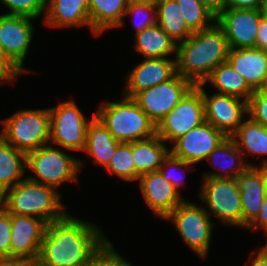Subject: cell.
Returning a JSON list of instances; mask_svg holds the SVG:
<instances>
[{
    "mask_svg": "<svg viewBox=\"0 0 267 266\" xmlns=\"http://www.w3.org/2000/svg\"><path fill=\"white\" fill-rule=\"evenodd\" d=\"M97 225L67 214L48 223L34 266H87L111 241Z\"/></svg>",
    "mask_w": 267,
    "mask_h": 266,
    "instance_id": "obj_1",
    "label": "cell"
},
{
    "mask_svg": "<svg viewBox=\"0 0 267 266\" xmlns=\"http://www.w3.org/2000/svg\"><path fill=\"white\" fill-rule=\"evenodd\" d=\"M229 44L216 22L207 29L193 32L177 44L176 71L194 85L202 84L213 69L227 61Z\"/></svg>",
    "mask_w": 267,
    "mask_h": 266,
    "instance_id": "obj_2",
    "label": "cell"
},
{
    "mask_svg": "<svg viewBox=\"0 0 267 266\" xmlns=\"http://www.w3.org/2000/svg\"><path fill=\"white\" fill-rule=\"evenodd\" d=\"M59 190L28 179L2 194V207L8 213L43 219L47 224L64 218L65 205Z\"/></svg>",
    "mask_w": 267,
    "mask_h": 266,
    "instance_id": "obj_3",
    "label": "cell"
},
{
    "mask_svg": "<svg viewBox=\"0 0 267 266\" xmlns=\"http://www.w3.org/2000/svg\"><path fill=\"white\" fill-rule=\"evenodd\" d=\"M95 115L106 126L114 139L130 143L151 138L157 134V125L133 98L123 96L119 101H104Z\"/></svg>",
    "mask_w": 267,
    "mask_h": 266,
    "instance_id": "obj_4",
    "label": "cell"
},
{
    "mask_svg": "<svg viewBox=\"0 0 267 266\" xmlns=\"http://www.w3.org/2000/svg\"><path fill=\"white\" fill-rule=\"evenodd\" d=\"M0 137L25 154L50 142V112L45 109H19L1 120Z\"/></svg>",
    "mask_w": 267,
    "mask_h": 266,
    "instance_id": "obj_5",
    "label": "cell"
},
{
    "mask_svg": "<svg viewBox=\"0 0 267 266\" xmlns=\"http://www.w3.org/2000/svg\"><path fill=\"white\" fill-rule=\"evenodd\" d=\"M55 147L46 144L27 153L26 169L37 175H31L28 179L58 190L64 182H78V171L81 170L83 160Z\"/></svg>",
    "mask_w": 267,
    "mask_h": 266,
    "instance_id": "obj_6",
    "label": "cell"
},
{
    "mask_svg": "<svg viewBox=\"0 0 267 266\" xmlns=\"http://www.w3.org/2000/svg\"><path fill=\"white\" fill-rule=\"evenodd\" d=\"M164 220L175 225L185 245L205 259L209 253L214 223L204 206L183 200Z\"/></svg>",
    "mask_w": 267,
    "mask_h": 266,
    "instance_id": "obj_7",
    "label": "cell"
},
{
    "mask_svg": "<svg viewBox=\"0 0 267 266\" xmlns=\"http://www.w3.org/2000/svg\"><path fill=\"white\" fill-rule=\"evenodd\" d=\"M200 200L221 224L242 228V205L236 178H202Z\"/></svg>",
    "mask_w": 267,
    "mask_h": 266,
    "instance_id": "obj_8",
    "label": "cell"
},
{
    "mask_svg": "<svg viewBox=\"0 0 267 266\" xmlns=\"http://www.w3.org/2000/svg\"><path fill=\"white\" fill-rule=\"evenodd\" d=\"M50 112V143L70 151H84L86 147L87 120L74 100L63 101L48 108Z\"/></svg>",
    "mask_w": 267,
    "mask_h": 266,
    "instance_id": "obj_9",
    "label": "cell"
},
{
    "mask_svg": "<svg viewBox=\"0 0 267 266\" xmlns=\"http://www.w3.org/2000/svg\"><path fill=\"white\" fill-rule=\"evenodd\" d=\"M205 122V105L201 91L194 86L157 125V135L173 144L191 129Z\"/></svg>",
    "mask_w": 267,
    "mask_h": 266,
    "instance_id": "obj_10",
    "label": "cell"
},
{
    "mask_svg": "<svg viewBox=\"0 0 267 266\" xmlns=\"http://www.w3.org/2000/svg\"><path fill=\"white\" fill-rule=\"evenodd\" d=\"M195 85L176 74L170 80L140 91L133 99L158 125Z\"/></svg>",
    "mask_w": 267,
    "mask_h": 266,
    "instance_id": "obj_11",
    "label": "cell"
},
{
    "mask_svg": "<svg viewBox=\"0 0 267 266\" xmlns=\"http://www.w3.org/2000/svg\"><path fill=\"white\" fill-rule=\"evenodd\" d=\"M34 18L19 15H0V45L8 60L23 74L29 73L24 68L35 33Z\"/></svg>",
    "mask_w": 267,
    "mask_h": 266,
    "instance_id": "obj_12",
    "label": "cell"
},
{
    "mask_svg": "<svg viewBox=\"0 0 267 266\" xmlns=\"http://www.w3.org/2000/svg\"><path fill=\"white\" fill-rule=\"evenodd\" d=\"M195 86L203 96L205 121L222 131L227 137H231L244 122L245 114L248 115V101L217 92L209 96L203 84Z\"/></svg>",
    "mask_w": 267,
    "mask_h": 266,
    "instance_id": "obj_13",
    "label": "cell"
},
{
    "mask_svg": "<svg viewBox=\"0 0 267 266\" xmlns=\"http://www.w3.org/2000/svg\"><path fill=\"white\" fill-rule=\"evenodd\" d=\"M259 9H223L216 24L223 30L230 49L255 47L261 20Z\"/></svg>",
    "mask_w": 267,
    "mask_h": 266,
    "instance_id": "obj_14",
    "label": "cell"
},
{
    "mask_svg": "<svg viewBox=\"0 0 267 266\" xmlns=\"http://www.w3.org/2000/svg\"><path fill=\"white\" fill-rule=\"evenodd\" d=\"M226 137L222 131L205 121L178 138L170 152L185 162L196 164L206 160Z\"/></svg>",
    "mask_w": 267,
    "mask_h": 266,
    "instance_id": "obj_15",
    "label": "cell"
},
{
    "mask_svg": "<svg viewBox=\"0 0 267 266\" xmlns=\"http://www.w3.org/2000/svg\"><path fill=\"white\" fill-rule=\"evenodd\" d=\"M47 223L38 217L11 213L10 256L36 263Z\"/></svg>",
    "mask_w": 267,
    "mask_h": 266,
    "instance_id": "obj_16",
    "label": "cell"
},
{
    "mask_svg": "<svg viewBox=\"0 0 267 266\" xmlns=\"http://www.w3.org/2000/svg\"><path fill=\"white\" fill-rule=\"evenodd\" d=\"M176 74L175 58H145L127 73L123 96L134 98L140 91L166 82Z\"/></svg>",
    "mask_w": 267,
    "mask_h": 266,
    "instance_id": "obj_17",
    "label": "cell"
},
{
    "mask_svg": "<svg viewBox=\"0 0 267 266\" xmlns=\"http://www.w3.org/2000/svg\"><path fill=\"white\" fill-rule=\"evenodd\" d=\"M138 187L154 215L165 219L184 199L160 171L140 175Z\"/></svg>",
    "mask_w": 267,
    "mask_h": 266,
    "instance_id": "obj_18",
    "label": "cell"
},
{
    "mask_svg": "<svg viewBox=\"0 0 267 266\" xmlns=\"http://www.w3.org/2000/svg\"><path fill=\"white\" fill-rule=\"evenodd\" d=\"M242 205V228H247L259 215L264 198V164L248 167L236 177Z\"/></svg>",
    "mask_w": 267,
    "mask_h": 266,
    "instance_id": "obj_19",
    "label": "cell"
},
{
    "mask_svg": "<svg viewBox=\"0 0 267 266\" xmlns=\"http://www.w3.org/2000/svg\"><path fill=\"white\" fill-rule=\"evenodd\" d=\"M227 62L254 91L267 86V51L256 47L230 49Z\"/></svg>",
    "mask_w": 267,
    "mask_h": 266,
    "instance_id": "obj_20",
    "label": "cell"
},
{
    "mask_svg": "<svg viewBox=\"0 0 267 266\" xmlns=\"http://www.w3.org/2000/svg\"><path fill=\"white\" fill-rule=\"evenodd\" d=\"M89 0H47L44 24L50 28L86 27L93 35L98 36L90 25Z\"/></svg>",
    "mask_w": 267,
    "mask_h": 266,
    "instance_id": "obj_21",
    "label": "cell"
},
{
    "mask_svg": "<svg viewBox=\"0 0 267 266\" xmlns=\"http://www.w3.org/2000/svg\"><path fill=\"white\" fill-rule=\"evenodd\" d=\"M244 159L235 140L232 137H226L206 159L217 169V172H220L208 171L209 173H203L202 178L232 179L243 173L248 167H257L254 163L245 162Z\"/></svg>",
    "mask_w": 267,
    "mask_h": 266,
    "instance_id": "obj_22",
    "label": "cell"
},
{
    "mask_svg": "<svg viewBox=\"0 0 267 266\" xmlns=\"http://www.w3.org/2000/svg\"><path fill=\"white\" fill-rule=\"evenodd\" d=\"M120 144L94 113L87 127L86 147L83 152L93 158L95 165L106 168Z\"/></svg>",
    "mask_w": 267,
    "mask_h": 266,
    "instance_id": "obj_23",
    "label": "cell"
},
{
    "mask_svg": "<svg viewBox=\"0 0 267 266\" xmlns=\"http://www.w3.org/2000/svg\"><path fill=\"white\" fill-rule=\"evenodd\" d=\"M127 0H89L91 29L99 36L106 30L124 26Z\"/></svg>",
    "mask_w": 267,
    "mask_h": 266,
    "instance_id": "obj_24",
    "label": "cell"
},
{
    "mask_svg": "<svg viewBox=\"0 0 267 266\" xmlns=\"http://www.w3.org/2000/svg\"><path fill=\"white\" fill-rule=\"evenodd\" d=\"M134 35L133 47L144 58H176L177 43L158 24Z\"/></svg>",
    "mask_w": 267,
    "mask_h": 266,
    "instance_id": "obj_25",
    "label": "cell"
},
{
    "mask_svg": "<svg viewBox=\"0 0 267 266\" xmlns=\"http://www.w3.org/2000/svg\"><path fill=\"white\" fill-rule=\"evenodd\" d=\"M209 83L217 93L226 94L249 101L254 90L248 85L245 78L240 75L227 61L218 65L202 82Z\"/></svg>",
    "mask_w": 267,
    "mask_h": 266,
    "instance_id": "obj_26",
    "label": "cell"
},
{
    "mask_svg": "<svg viewBox=\"0 0 267 266\" xmlns=\"http://www.w3.org/2000/svg\"><path fill=\"white\" fill-rule=\"evenodd\" d=\"M157 134L151 138L133 141L132 156L136 171L142 175L158 171L170 148Z\"/></svg>",
    "mask_w": 267,
    "mask_h": 266,
    "instance_id": "obj_27",
    "label": "cell"
},
{
    "mask_svg": "<svg viewBox=\"0 0 267 266\" xmlns=\"http://www.w3.org/2000/svg\"><path fill=\"white\" fill-rule=\"evenodd\" d=\"M26 154L0 137V193L12 188L24 178Z\"/></svg>",
    "mask_w": 267,
    "mask_h": 266,
    "instance_id": "obj_28",
    "label": "cell"
},
{
    "mask_svg": "<svg viewBox=\"0 0 267 266\" xmlns=\"http://www.w3.org/2000/svg\"><path fill=\"white\" fill-rule=\"evenodd\" d=\"M248 118L231 137L242 152L243 158L248 156V153L258 158L267 157V127Z\"/></svg>",
    "mask_w": 267,
    "mask_h": 266,
    "instance_id": "obj_29",
    "label": "cell"
},
{
    "mask_svg": "<svg viewBox=\"0 0 267 266\" xmlns=\"http://www.w3.org/2000/svg\"><path fill=\"white\" fill-rule=\"evenodd\" d=\"M156 7L157 24L177 44L185 41L193 33L186 25L176 0H158Z\"/></svg>",
    "mask_w": 267,
    "mask_h": 266,
    "instance_id": "obj_30",
    "label": "cell"
},
{
    "mask_svg": "<svg viewBox=\"0 0 267 266\" xmlns=\"http://www.w3.org/2000/svg\"><path fill=\"white\" fill-rule=\"evenodd\" d=\"M105 170L126 182L139 180L140 174L136 171L133 163L132 142L121 143L117 147Z\"/></svg>",
    "mask_w": 267,
    "mask_h": 266,
    "instance_id": "obj_31",
    "label": "cell"
},
{
    "mask_svg": "<svg viewBox=\"0 0 267 266\" xmlns=\"http://www.w3.org/2000/svg\"><path fill=\"white\" fill-rule=\"evenodd\" d=\"M192 32L210 28L216 18L198 0H176Z\"/></svg>",
    "mask_w": 267,
    "mask_h": 266,
    "instance_id": "obj_32",
    "label": "cell"
},
{
    "mask_svg": "<svg viewBox=\"0 0 267 266\" xmlns=\"http://www.w3.org/2000/svg\"><path fill=\"white\" fill-rule=\"evenodd\" d=\"M130 17L135 26V34L143 31L145 28L157 24V7L156 3H131L125 11V17ZM140 17V18H139ZM136 18V19H134ZM139 18L140 20L137 21ZM135 20V21H134Z\"/></svg>",
    "mask_w": 267,
    "mask_h": 266,
    "instance_id": "obj_33",
    "label": "cell"
},
{
    "mask_svg": "<svg viewBox=\"0 0 267 266\" xmlns=\"http://www.w3.org/2000/svg\"><path fill=\"white\" fill-rule=\"evenodd\" d=\"M9 10L7 15H19L34 18L45 16L47 0H0Z\"/></svg>",
    "mask_w": 267,
    "mask_h": 266,
    "instance_id": "obj_34",
    "label": "cell"
},
{
    "mask_svg": "<svg viewBox=\"0 0 267 266\" xmlns=\"http://www.w3.org/2000/svg\"><path fill=\"white\" fill-rule=\"evenodd\" d=\"M193 165L195 164L185 162L181 158H178L174 156L171 152H169V154L164 158L163 163L159 168V171L163 175V178L170 182L174 186V188L181 194V191L178 189L179 187H182L181 185H185V182L183 180L185 176H183V173L181 176L177 175L179 174V169H181L182 172H186L190 169V166ZM175 169L178 171H176ZM174 170L177 172V174L174 172Z\"/></svg>",
    "mask_w": 267,
    "mask_h": 266,
    "instance_id": "obj_35",
    "label": "cell"
},
{
    "mask_svg": "<svg viewBox=\"0 0 267 266\" xmlns=\"http://www.w3.org/2000/svg\"><path fill=\"white\" fill-rule=\"evenodd\" d=\"M248 117L267 127V86L255 90L248 101Z\"/></svg>",
    "mask_w": 267,
    "mask_h": 266,
    "instance_id": "obj_36",
    "label": "cell"
},
{
    "mask_svg": "<svg viewBox=\"0 0 267 266\" xmlns=\"http://www.w3.org/2000/svg\"><path fill=\"white\" fill-rule=\"evenodd\" d=\"M87 266H134L115 250L110 242Z\"/></svg>",
    "mask_w": 267,
    "mask_h": 266,
    "instance_id": "obj_37",
    "label": "cell"
},
{
    "mask_svg": "<svg viewBox=\"0 0 267 266\" xmlns=\"http://www.w3.org/2000/svg\"><path fill=\"white\" fill-rule=\"evenodd\" d=\"M11 213L0 208V257L10 256Z\"/></svg>",
    "mask_w": 267,
    "mask_h": 266,
    "instance_id": "obj_38",
    "label": "cell"
},
{
    "mask_svg": "<svg viewBox=\"0 0 267 266\" xmlns=\"http://www.w3.org/2000/svg\"><path fill=\"white\" fill-rule=\"evenodd\" d=\"M22 73L8 60L0 45V84L5 82H15V78ZM14 81V82H13Z\"/></svg>",
    "mask_w": 267,
    "mask_h": 266,
    "instance_id": "obj_39",
    "label": "cell"
},
{
    "mask_svg": "<svg viewBox=\"0 0 267 266\" xmlns=\"http://www.w3.org/2000/svg\"><path fill=\"white\" fill-rule=\"evenodd\" d=\"M262 0H223L224 9H259Z\"/></svg>",
    "mask_w": 267,
    "mask_h": 266,
    "instance_id": "obj_40",
    "label": "cell"
},
{
    "mask_svg": "<svg viewBox=\"0 0 267 266\" xmlns=\"http://www.w3.org/2000/svg\"><path fill=\"white\" fill-rule=\"evenodd\" d=\"M247 228L253 231L263 229L264 234L267 232V196L264 198L259 215Z\"/></svg>",
    "mask_w": 267,
    "mask_h": 266,
    "instance_id": "obj_41",
    "label": "cell"
},
{
    "mask_svg": "<svg viewBox=\"0 0 267 266\" xmlns=\"http://www.w3.org/2000/svg\"><path fill=\"white\" fill-rule=\"evenodd\" d=\"M255 47L267 51V17H261Z\"/></svg>",
    "mask_w": 267,
    "mask_h": 266,
    "instance_id": "obj_42",
    "label": "cell"
},
{
    "mask_svg": "<svg viewBox=\"0 0 267 266\" xmlns=\"http://www.w3.org/2000/svg\"><path fill=\"white\" fill-rule=\"evenodd\" d=\"M0 266H34V264L25 258L2 256L0 257Z\"/></svg>",
    "mask_w": 267,
    "mask_h": 266,
    "instance_id": "obj_43",
    "label": "cell"
},
{
    "mask_svg": "<svg viewBox=\"0 0 267 266\" xmlns=\"http://www.w3.org/2000/svg\"><path fill=\"white\" fill-rule=\"evenodd\" d=\"M215 18L224 9L223 0H198Z\"/></svg>",
    "mask_w": 267,
    "mask_h": 266,
    "instance_id": "obj_44",
    "label": "cell"
},
{
    "mask_svg": "<svg viewBox=\"0 0 267 266\" xmlns=\"http://www.w3.org/2000/svg\"><path fill=\"white\" fill-rule=\"evenodd\" d=\"M257 251H253L252 255L255 253V257L251 256L253 259H250V264H246L247 266H267V255L259 248ZM257 253V254H256ZM245 266V265H243Z\"/></svg>",
    "mask_w": 267,
    "mask_h": 266,
    "instance_id": "obj_45",
    "label": "cell"
},
{
    "mask_svg": "<svg viewBox=\"0 0 267 266\" xmlns=\"http://www.w3.org/2000/svg\"><path fill=\"white\" fill-rule=\"evenodd\" d=\"M264 164V190H265V196H267V158L262 159V163L260 165Z\"/></svg>",
    "mask_w": 267,
    "mask_h": 266,
    "instance_id": "obj_46",
    "label": "cell"
},
{
    "mask_svg": "<svg viewBox=\"0 0 267 266\" xmlns=\"http://www.w3.org/2000/svg\"><path fill=\"white\" fill-rule=\"evenodd\" d=\"M259 11L262 16L267 17V0H262Z\"/></svg>",
    "mask_w": 267,
    "mask_h": 266,
    "instance_id": "obj_47",
    "label": "cell"
},
{
    "mask_svg": "<svg viewBox=\"0 0 267 266\" xmlns=\"http://www.w3.org/2000/svg\"><path fill=\"white\" fill-rule=\"evenodd\" d=\"M129 4L131 3H156L158 0H127Z\"/></svg>",
    "mask_w": 267,
    "mask_h": 266,
    "instance_id": "obj_48",
    "label": "cell"
},
{
    "mask_svg": "<svg viewBox=\"0 0 267 266\" xmlns=\"http://www.w3.org/2000/svg\"><path fill=\"white\" fill-rule=\"evenodd\" d=\"M265 235L267 236V232ZM260 249L267 255V240H266V244L263 245Z\"/></svg>",
    "mask_w": 267,
    "mask_h": 266,
    "instance_id": "obj_49",
    "label": "cell"
},
{
    "mask_svg": "<svg viewBox=\"0 0 267 266\" xmlns=\"http://www.w3.org/2000/svg\"><path fill=\"white\" fill-rule=\"evenodd\" d=\"M2 207V194L0 193V208Z\"/></svg>",
    "mask_w": 267,
    "mask_h": 266,
    "instance_id": "obj_50",
    "label": "cell"
}]
</instances>
